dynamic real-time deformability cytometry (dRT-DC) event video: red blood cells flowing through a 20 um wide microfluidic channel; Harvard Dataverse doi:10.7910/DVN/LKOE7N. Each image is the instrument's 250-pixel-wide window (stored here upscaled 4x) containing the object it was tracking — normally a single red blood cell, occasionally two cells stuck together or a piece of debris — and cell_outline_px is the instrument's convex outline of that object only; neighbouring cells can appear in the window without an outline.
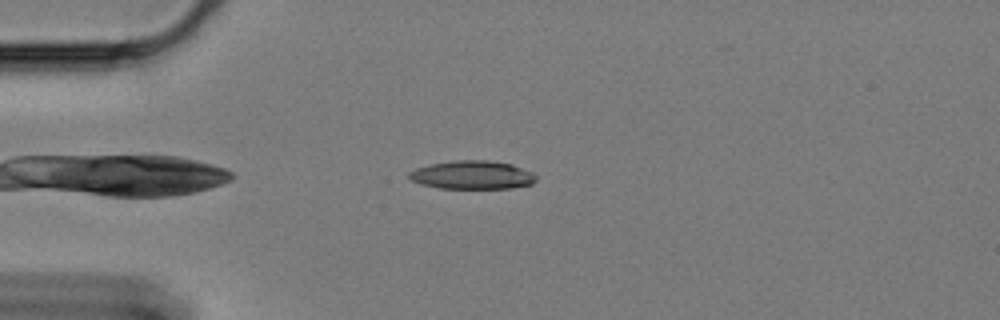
{"species": "Egyptian fruit bat (a non-hibernating species)", "species_latin": "Rousettus aegyptiacus", "temperature_condition": "cold", "stored_images_in_passage": 47, "camera_frame_rate_fps": 3000, "um_per_image_px": 0.085, "animal": {"sex": "female"}, "frame": {"image": 1, "passage_image": 2, "time_ms": 0.333, "image_size_px": [1000, 320], "cell_outline_px": [[536, 180], [532, 184], [512, 188], [440, 188], [420, 184], [408, 180], [408, 172], [416, 168], [428, 164], [452, 160], [488, 160], [512, 164], [532, 172], [536, 176]], "centroid_in_image_um": [40.1, 14.86], "position_along_channel_um": 44.9, "area_um2": 21.27}}
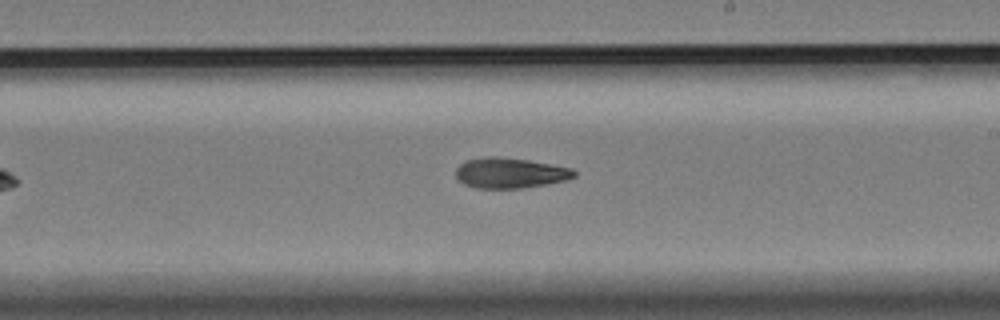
{"frame": {"image": 2, "passage_image": 22, "time_ms": 7.0, "image_size_px": [1000, 320], "cell_outline_px": [[576, 176], [564, 180], [544, 184], [520, 188], [476, 188], [464, 184], [456, 176], [456, 168], [460, 164], [468, 160], [488, 156], [496, 156], [528, 160], [552, 164], [572, 168], [576, 172]], "centroid_in_image_um": [43.35, 14.69], "position_along_channel_um": 245.6, "area_um2": 20.75}}
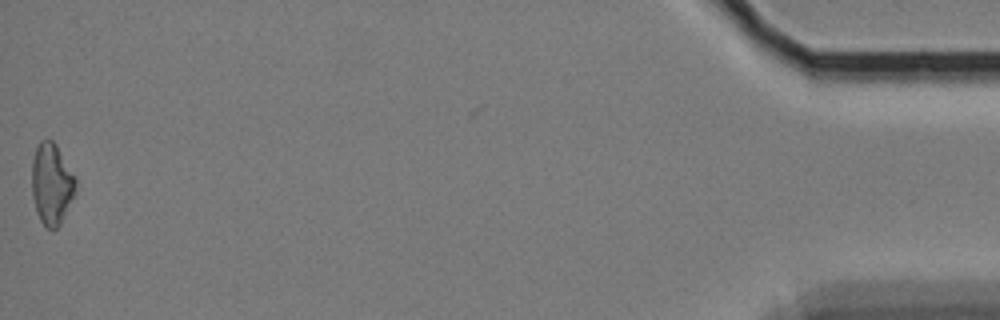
{"frame": {"image": 3, "passage_image": 47, "time_ms": 15.333, "image_size_px": [1000, 320], "cell_outline_px": [[76, 192], [60, 224], [56, 228], [44, 228], [36, 212], [32, 196], [32, 160], [36, 148], [40, 140], [52, 140], [56, 144], [76, 176]], "centroid_in_image_um": [4.39, 15.63], "position_along_channel_um": 430.8, "area_um2": 20.98}, "authors_computed_cell_mechanics": {"area_um2": 20.9814, "velocity_mm_per_s": 3.3126, "shape_relaxation_time_tau1_ms": null, "shape_relaxation_time_tau2_ms": 10.2136, "deformation_change_tau1": null, "deformation_change_tau2": 0.2004}}